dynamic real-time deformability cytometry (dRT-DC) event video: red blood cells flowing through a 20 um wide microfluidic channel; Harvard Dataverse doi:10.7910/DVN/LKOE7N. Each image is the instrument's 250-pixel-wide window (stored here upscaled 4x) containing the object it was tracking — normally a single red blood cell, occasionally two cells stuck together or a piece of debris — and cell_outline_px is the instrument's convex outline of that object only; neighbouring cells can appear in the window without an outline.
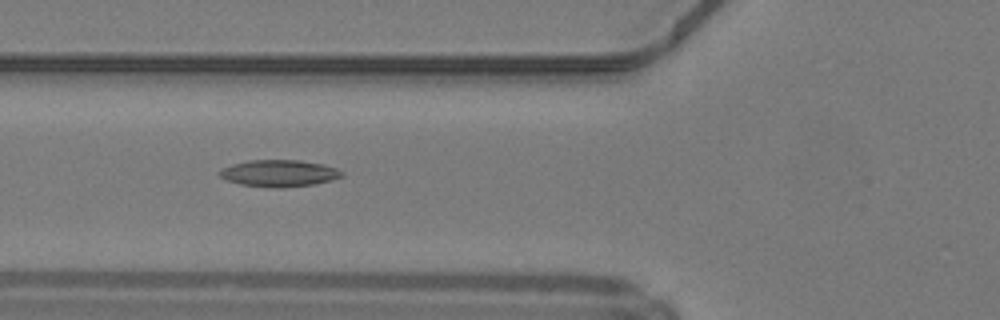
{"species": "common noctule bat (a hibernating species)", "species_latin": "Nyctalus noctula", "temperature_condition": "warm", "stored_images_in_passage": 31, "camera_frame_rate_fps": 3000, "um_per_image_px": 0.085, "animal": {"sex": "male", "body_mass_g": 19.2, "forearm_length_mm": 51.8}, "frame": {"image": 1, "passage_image": 5, "time_ms": 1.333, "image_size_px": [1000, 320], "cell_outline_px": [[344, 176], [332, 180], [312, 184], [280, 188], [276, 188], [240, 184], [228, 180], [220, 176], [216, 172], [232, 164], [248, 160], [300, 160], [324, 164], [336, 168], [344, 172]], "centroid_in_image_um": [23.75, 14.72], "position_along_channel_um": 102.1, "area_um2": 19.07}}